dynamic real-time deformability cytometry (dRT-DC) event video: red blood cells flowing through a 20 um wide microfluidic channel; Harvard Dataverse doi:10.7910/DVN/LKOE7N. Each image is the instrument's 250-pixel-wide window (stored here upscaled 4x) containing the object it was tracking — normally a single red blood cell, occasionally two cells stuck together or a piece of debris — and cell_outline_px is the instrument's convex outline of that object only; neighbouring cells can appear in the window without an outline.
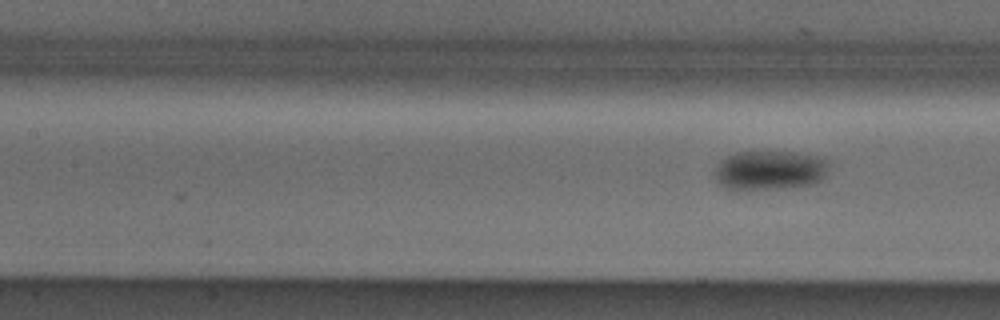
{"species": "Egyptian fruit bat (a non-hibernating species)", "species_latin": "Rousettus aegyptiacus", "temperature_condition": "cold", "stored_images_in_passage": 5, "segment_of_instrument_passage": [2, 2], "camera_frame_rate_fps": 3000, "um_per_image_px": 0.085, "animal": {"sex": "male"}, "frame": {"image": 1, "passage_image": 5, "time_ms": 1.333, "image_size_px": [1000, 320], "cell_outline_px": [[828, 168], [824, 176], [820, 180], [812, 184], [772, 188], [728, 188], [720, 184], [716, 180], [716, 168], [720, 160], [736, 152], [796, 152], [824, 156], [828, 160]], "centroid_in_image_um": [65.48, 14.43], "position_along_channel_um": 141.9, "area_um2": 25.78}}